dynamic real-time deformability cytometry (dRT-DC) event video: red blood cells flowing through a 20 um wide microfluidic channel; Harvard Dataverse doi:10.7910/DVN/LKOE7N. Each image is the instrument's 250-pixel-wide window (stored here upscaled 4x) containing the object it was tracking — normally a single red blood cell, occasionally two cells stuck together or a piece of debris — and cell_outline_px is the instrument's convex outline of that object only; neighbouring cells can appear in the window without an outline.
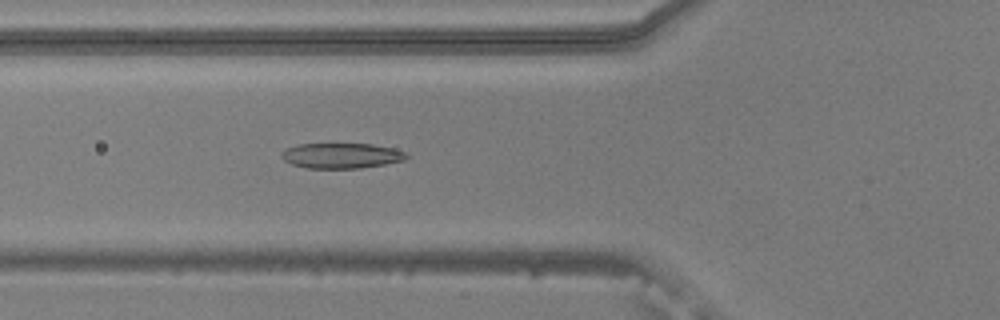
{"species": "common noctule bat (a hibernating species)", "species_latin": "Nyctalus noctula", "temperature_condition": "warm", "stored_images_in_passage": 37, "camera_frame_rate_fps": 3000, "um_per_image_px": 0.085, "animal": {"sex": "male", "body_mass_g": 20.5, "forearm_length_mm": 52.5}, "frame": {"image": 1, "passage_image": 10, "time_ms": 3.0, "image_size_px": [1000, 320], "cell_outline_px": [[408, 156], [404, 160], [384, 164], [360, 168], [308, 168], [292, 164], [284, 160], [280, 156], [280, 152], [284, 148], [296, 144], [372, 144], [392, 148], [408, 152]], "centroid_in_image_um": [28.98, 13.22], "position_along_channel_um": 96.8, "area_um2": 18.5}}
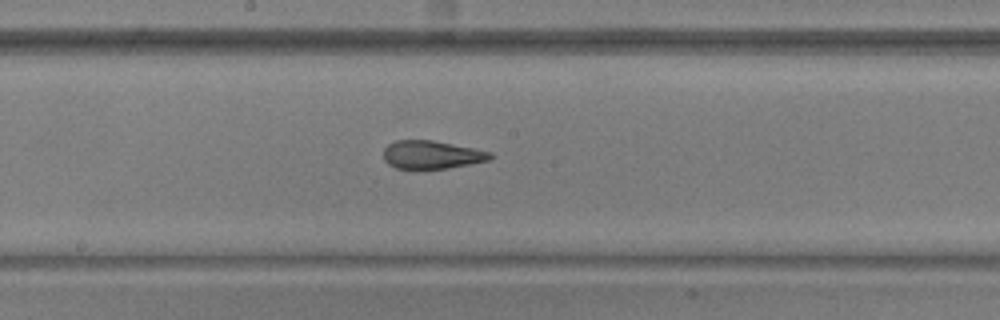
{"frame": {"image": 2, "passage_image": 19, "time_ms": 6.0, "image_size_px": [1000, 320], "cell_outline_px": [[496, 156], [488, 160], [448, 168], [396, 168], [388, 164], [384, 160], [384, 148], [388, 144], [396, 140], [432, 140], [492, 152]], "centroid_in_image_um": [36.69, 13.14], "position_along_channel_um": 211.5, "area_um2": 17.34}}
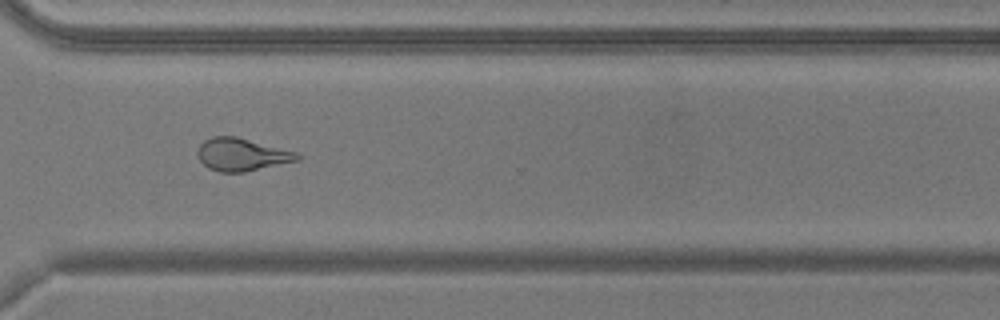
{"frame": {"image": 3, "passage_image": 30, "time_ms": 9.667, "image_size_px": [1000, 320], "cell_outline_px": [[300, 160], [244, 172], [220, 172], [208, 168], [200, 160], [196, 152], [200, 144], [204, 140], [212, 136], [236, 136], [296, 152], [300, 156]], "centroid_in_image_um": [20.52, 13.13], "position_along_channel_um": 350.1, "area_um2": 18.9}, "authors_computed_cell_mechanics": {"area_um2": 18.9006, "velocity_mm_per_s": 3.7894, "shape_relaxation_time_tau1_ms": null, "shape_relaxation_time_tau2_ms": 1.5176, "deformation_change_tau1": null, "deformation_change_tau2": 0.0986}}